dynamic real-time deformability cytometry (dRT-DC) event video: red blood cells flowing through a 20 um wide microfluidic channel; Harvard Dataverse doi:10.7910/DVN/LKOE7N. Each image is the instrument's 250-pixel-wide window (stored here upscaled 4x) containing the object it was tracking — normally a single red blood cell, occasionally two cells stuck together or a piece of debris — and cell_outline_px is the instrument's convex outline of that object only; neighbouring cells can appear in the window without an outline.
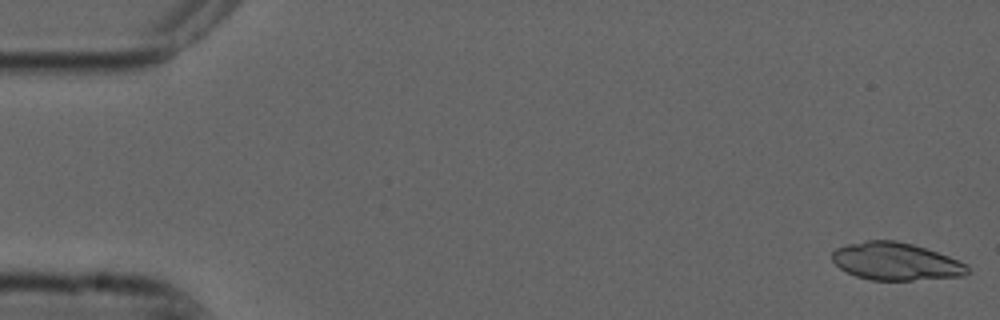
{"species": "common noctule bat (a hibernating species)", "species_latin": "Nyctalus noctula", "temperature_condition": "cold", "stored_images_in_passage": 45, "segment_of_instrument_passage": [1, 2], "camera_frame_rate_fps": 3000, "um_per_image_px": 0.085, "animal": {"sex": "male", "forearm_length_mm": 52.5}, "frame": {"image": 1, "passage_image": 1, "time_ms": 0.0, "image_size_px": [1000, 320], "cell_outline_px": [[968, 272], [964, 276], [912, 280], [872, 280], [856, 276], [840, 268], [832, 260], [832, 252], [836, 248], [848, 244], [864, 240], [896, 240], [912, 244], [948, 256], [968, 264]], "centroid_in_image_um": [76.13, 22.22], "position_along_channel_um": 8.9, "area_um2": 29.54}}
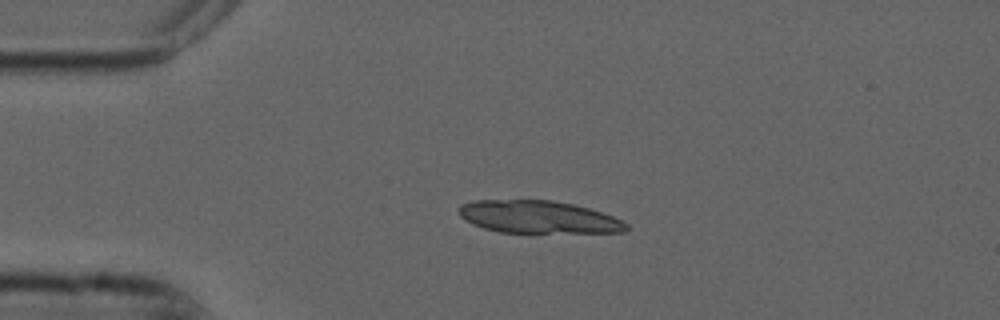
{"frame": {"image": 2, "passage_image": 12, "time_ms": 3.667, "image_size_px": [1000, 320], "cell_outline_px": [[628, 228], [624, 232], [500, 232], [484, 228], [472, 224], [460, 216], [456, 208], [460, 204], [472, 200], [552, 200], [572, 204], [588, 208], [612, 216], [628, 224]], "centroid_in_image_um": [45.69, 18.43], "position_along_channel_um": 39.3, "area_um2": 31.62}}